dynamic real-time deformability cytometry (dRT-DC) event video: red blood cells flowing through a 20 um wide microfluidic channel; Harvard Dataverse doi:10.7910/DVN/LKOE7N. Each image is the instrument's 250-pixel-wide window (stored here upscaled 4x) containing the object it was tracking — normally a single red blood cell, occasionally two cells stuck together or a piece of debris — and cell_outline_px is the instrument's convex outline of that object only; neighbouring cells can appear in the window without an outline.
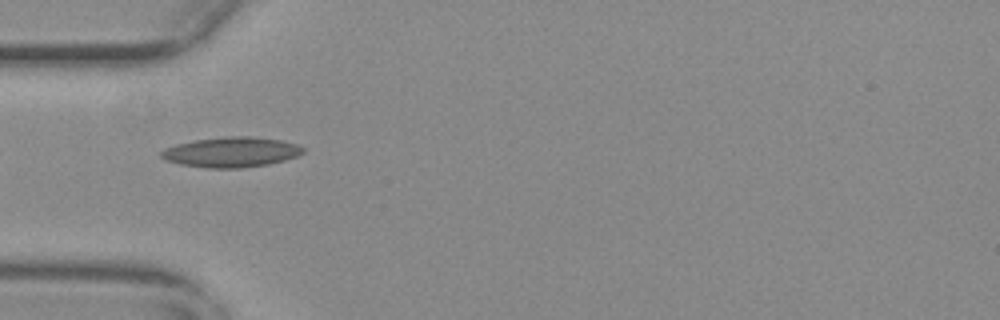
{"species": "common noctule bat (a hibernating species)", "species_latin": "Nyctalus noctula", "temperature_condition": "warm", "stored_images_in_passage": 36, "camera_frame_rate_fps": 3000, "um_per_image_px": 0.085, "animal": {"sex": "female", "body_mass_g": 29.2, "forearm_length_mm": 56.3}, "frame": {"image": 1, "passage_image": 1, "time_ms": 0.0, "image_size_px": [1000, 320], "cell_outline_px": [[304, 152], [296, 156], [284, 160], [268, 164], [240, 168], [208, 168], [180, 164], [168, 160], [160, 156], [160, 152], [164, 148], [176, 144], [196, 140], [224, 136], [248, 136], [280, 140], [296, 144], [304, 148]], "centroid_in_image_um": [19.64, 12.93], "position_along_channel_um": 65.4, "area_um2": 24.74}}
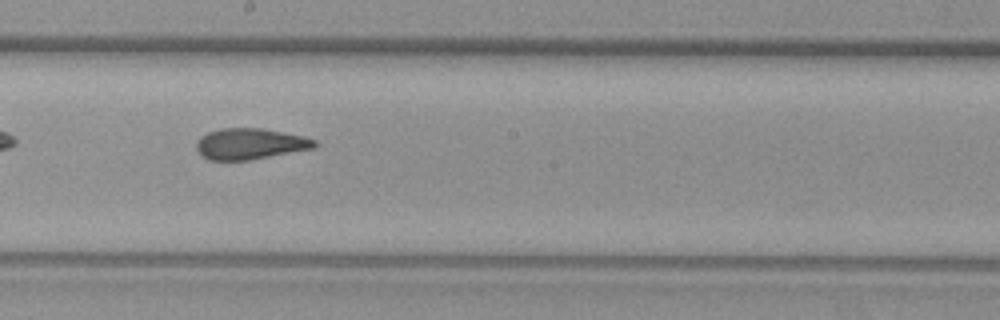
{"frame": {"image": 2, "passage_image": 14, "time_ms": 4.333, "image_size_px": [1000, 320], "cell_outline_px": [[320, 144], [316, 148], [248, 160], [208, 160], [200, 156], [196, 148], [196, 144], [200, 136], [208, 132], [220, 128], [260, 128], [304, 136], [316, 140]], "centroid_in_image_um": [21.26, 12.23], "position_along_channel_um": 226.9, "area_um2": 21.56}}
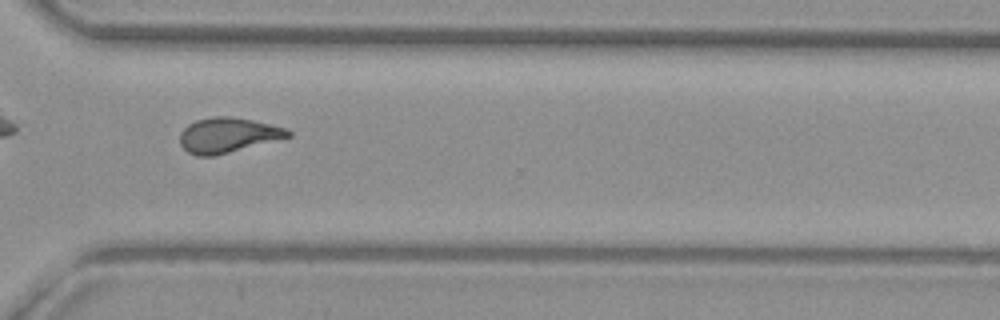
{"frame": {"image": 3, "passage_image": 24, "time_ms": 7.667, "image_size_px": [1000, 320], "cell_outline_px": [[292, 136], [212, 156], [196, 156], [188, 152], [180, 144], [180, 132], [188, 124], [196, 120], [216, 116], [228, 116], [252, 120], [288, 128], [292, 132]], "centroid_in_image_um": [19.36, 11.48], "position_along_channel_um": 351.2, "area_um2": 21.85}, "authors_computed_cell_mechanics": {"area_um2": 21.7039, "velocity_mm_per_s": 3.7263, "shape_relaxation_time_tau1_ms": null, "shape_relaxation_time_tau2_ms": 2.4503, "deformation_change_tau1": null, "deformation_change_tau2": 0.1068}}